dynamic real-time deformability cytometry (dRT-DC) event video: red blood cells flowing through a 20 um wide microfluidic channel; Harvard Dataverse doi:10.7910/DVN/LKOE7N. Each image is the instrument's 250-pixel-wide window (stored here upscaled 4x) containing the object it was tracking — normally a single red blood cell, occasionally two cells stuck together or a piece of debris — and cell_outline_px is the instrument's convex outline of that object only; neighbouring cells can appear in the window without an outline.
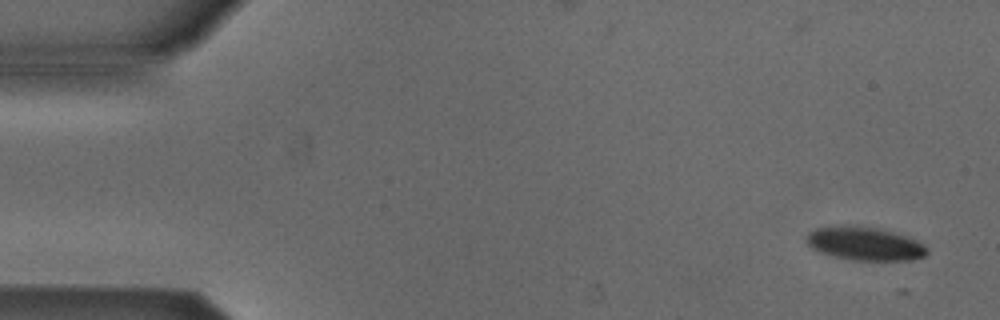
{"species": "Egyptian fruit bat (a non-hibernating species)", "species_latin": "Rousettus aegyptiacus", "temperature_condition": "cold", "stored_images_in_passage": 4, "camera_frame_rate_fps": 3000, "um_per_image_px": 0.085, "animal": {"sex": "male"}, "frame": {"image": 1, "passage_image": 1, "time_ms": 0.0, "image_size_px": [1000, 320], "cell_outline_px": [[928, 252], [924, 256], [912, 260], [852, 260], [832, 256], [820, 252], [812, 248], [804, 240], [804, 236], [808, 232], [816, 228], [840, 224], [856, 224], [880, 228], [908, 236], [924, 244], [928, 248]], "centroid_in_image_um": [73.47, 20.68], "position_along_channel_um": 11.5, "area_um2": 24.16}}
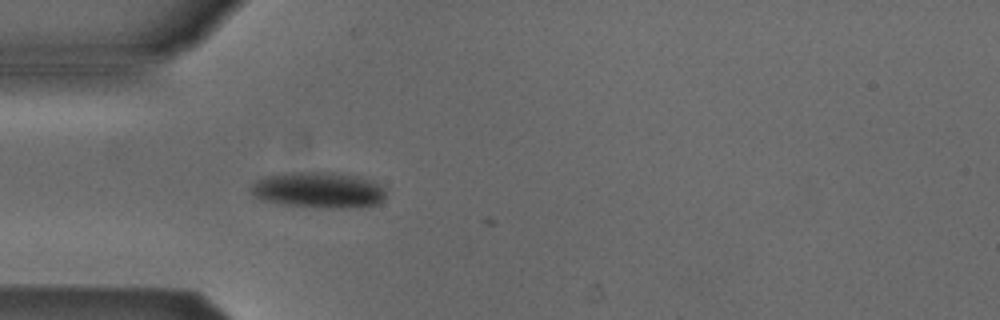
{"frame": {"image": 2, "passage_image": 4, "time_ms": 1.0, "image_size_px": [1000, 320], "cell_outline_px": [[388, 188], [384, 200], [376, 204], [356, 208], [324, 208], [280, 204], [260, 200], [252, 196], [248, 188], [256, 180], [264, 176], [292, 172], [332, 172], [356, 176], [380, 184]], "centroid_in_image_um": [27.06, 16.16], "position_along_channel_um": 57.9, "area_um2": 28.84}}